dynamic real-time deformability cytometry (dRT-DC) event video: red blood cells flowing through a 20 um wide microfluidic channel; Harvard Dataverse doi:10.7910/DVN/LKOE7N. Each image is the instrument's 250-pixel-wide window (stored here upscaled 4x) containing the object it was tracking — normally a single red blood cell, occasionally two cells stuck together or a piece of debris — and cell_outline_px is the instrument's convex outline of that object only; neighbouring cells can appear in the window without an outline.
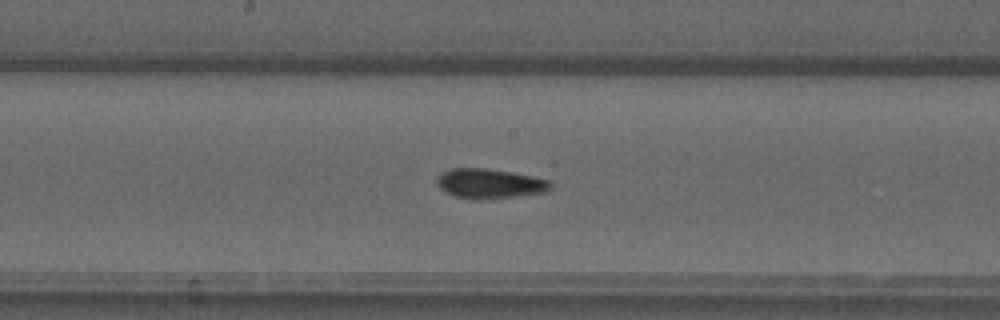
{"species": "common noctule bat (a hibernating species)", "species_latin": "Nyctalus noctula", "temperature_condition": "warm", "stored_images_in_passage": 54, "camera_frame_rate_fps": 3000, "um_per_image_px": 0.085, "animal": {"sex": "male", "forearm_length_mm": 52.5}, "frame": {"image": 1, "passage_image": 28, "time_ms": 9.0, "image_size_px": [1000, 320], "cell_outline_px": [[552, 188], [548, 192], [516, 196], [476, 200], [452, 196], [444, 192], [436, 184], [436, 180], [444, 172], [452, 168], [484, 168], [512, 172], [532, 176], [548, 180], [552, 184]], "centroid_in_image_um": [41.62, 15.62], "position_along_channel_um": 206.6, "area_um2": 19.77}}
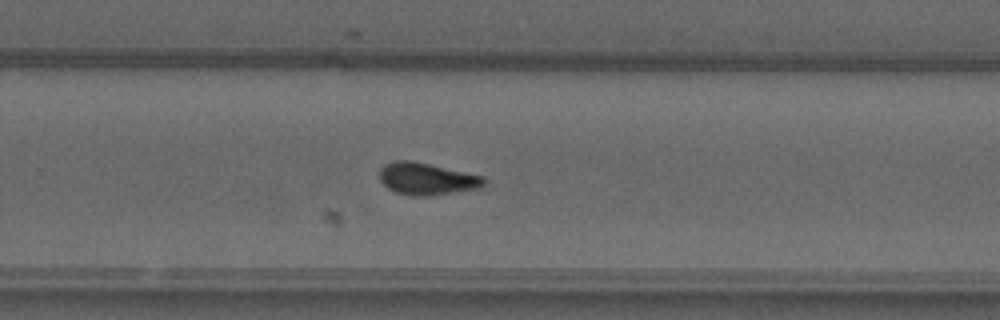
{"frame": {"image": 2, "passage_image": 35, "time_ms": 11.333, "image_size_px": [1000, 320], "cell_outline_px": [[484, 188], [428, 196], [412, 196], [396, 192], [388, 188], [380, 180], [380, 168], [384, 164], [392, 160], [408, 160], [428, 164], [484, 176]], "centroid_in_image_um": [36.28, 15.21], "position_along_channel_um": 293.5, "area_um2": 19.54}}
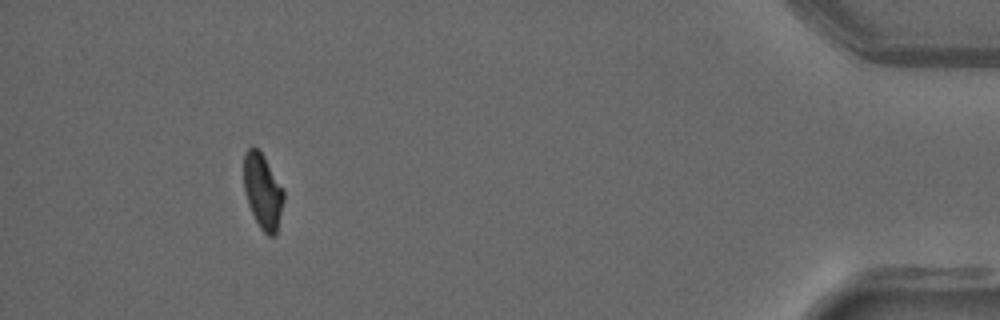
{"frame": {"image": 3, "passage_image": 50, "time_ms": 16.333, "image_size_px": [1000, 320], "cell_outline_px": [[284, 200], [276, 236], [268, 236], [260, 228], [248, 204], [244, 188], [244, 156], [248, 148], [252, 144], [264, 156], [284, 192]], "centroid_in_image_um": [22.33, 16.27], "position_along_channel_um": 412.9, "area_um2": 17.28}, "authors_computed_cell_mechanics": {"area_um2": 18.1781, "velocity_mm_per_s": 3.7411, "shape_relaxation_time_tau1_ms": 8.4996, "shape_relaxation_time_tau2_ms": 2.0379, "deformation_change_tau1": 0.2001, "deformation_change_tau2": 0.0619}}